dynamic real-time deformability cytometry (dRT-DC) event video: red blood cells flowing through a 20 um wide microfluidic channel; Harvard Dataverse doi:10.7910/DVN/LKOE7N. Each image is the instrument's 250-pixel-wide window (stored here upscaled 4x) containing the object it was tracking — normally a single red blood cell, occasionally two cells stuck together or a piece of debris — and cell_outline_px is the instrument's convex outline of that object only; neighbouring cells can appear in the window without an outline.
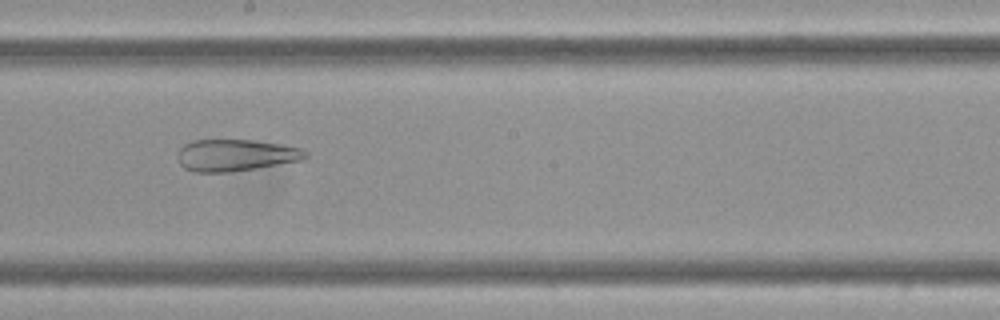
{"species": "Egyptian fruit bat (a non-hibernating species)", "species_latin": "Rousettus aegyptiacus", "temperature_condition": "cold", "stored_images_in_passage": 10, "camera_frame_rate_fps": 3000, "um_per_image_px": 0.085, "frame": {"image": 1, "passage_image": 9, "time_ms": 2.667, "image_size_px": [1000, 320], "cell_outline_px": [[308, 156], [304, 160], [256, 168], [228, 172], [196, 172], [184, 168], [180, 164], [180, 148], [184, 144], [192, 140], [252, 140], [284, 144], [300, 148], [308, 152]], "centroid_in_image_um": [20.09, 13.19], "position_along_channel_um": 228.1, "area_um2": 23.64}}